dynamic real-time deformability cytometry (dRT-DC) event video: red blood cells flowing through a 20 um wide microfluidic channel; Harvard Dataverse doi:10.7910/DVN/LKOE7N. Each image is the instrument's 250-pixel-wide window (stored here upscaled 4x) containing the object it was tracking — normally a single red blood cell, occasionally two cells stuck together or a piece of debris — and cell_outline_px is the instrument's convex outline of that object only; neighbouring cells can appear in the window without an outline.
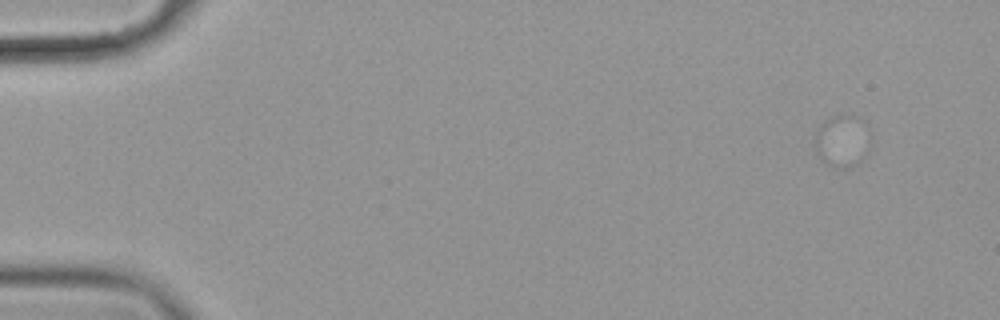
{"species": "common noctule bat (a hibernating species)", "species_latin": "Nyctalus noctula", "temperature_condition": "cold", "stored_images_in_passage": 5, "camera_frame_rate_fps": 3000, "um_per_image_px": 0.085, "animal": {"sex": "female", "body_mass_g": 19.9}, "frame": {"image": 1, "passage_image": 5, "time_ms": 1.333, "image_size_px": [1000, 320], "cell_outline_px": [[872, 136], [868, 148], [864, 156], [856, 164], [848, 168], [832, 168], [816, 152], [816, 132], [820, 124], [828, 116], [840, 112], [860, 116], [868, 124]], "centroid_in_image_um": [71.64, 11.89], "position_along_channel_um": 13.4, "area_um2": 17.57}}